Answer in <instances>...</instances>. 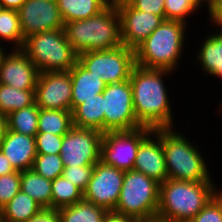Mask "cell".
I'll use <instances>...</instances> for the list:
<instances>
[{
	"label": "cell",
	"instance_id": "cell-1",
	"mask_svg": "<svg viewBox=\"0 0 222 222\" xmlns=\"http://www.w3.org/2000/svg\"><path fill=\"white\" fill-rule=\"evenodd\" d=\"M173 73L164 69H148L137 65L133 67L129 79L133 108L136 119L142 126L152 129L174 128L171 97L164 79Z\"/></svg>",
	"mask_w": 222,
	"mask_h": 222
},
{
	"label": "cell",
	"instance_id": "cell-2",
	"mask_svg": "<svg viewBox=\"0 0 222 222\" xmlns=\"http://www.w3.org/2000/svg\"><path fill=\"white\" fill-rule=\"evenodd\" d=\"M187 29V24L183 22L165 19L135 49V65L148 69L177 71L184 56Z\"/></svg>",
	"mask_w": 222,
	"mask_h": 222
},
{
	"label": "cell",
	"instance_id": "cell-3",
	"mask_svg": "<svg viewBox=\"0 0 222 222\" xmlns=\"http://www.w3.org/2000/svg\"><path fill=\"white\" fill-rule=\"evenodd\" d=\"M220 190L214 182L168 178L160 183L157 216L171 222H189Z\"/></svg>",
	"mask_w": 222,
	"mask_h": 222
},
{
	"label": "cell",
	"instance_id": "cell-4",
	"mask_svg": "<svg viewBox=\"0 0 222 222\" xmlns=\"http://www.w3.org/2000/svg\"><path fill=\"white\" fill-rule=\"evenodd\" d=\"M64 29L68 42L78 55L115 49L122 45L119 13L113 1L97 15L68 22Z\"/></svg>",
	"mask_w": 222,
	"mask_h": 222
},
{
	"label": "cell",
	"instance_id": "cell-5",
	"mask_svg": "<svg viewBox=\"0 0 222 222\" xmlns=\"http://www.w3.org/2000/svg\"><path fill=\"white\" fill-rule=\"evenodd\" d=\"M174 128H162V147L168 178L191 182H214L200 147L190 142L184 133Z\"/></svg>",
	"mask_w": 222,
	"mask_h": 222
},
{
	"label": "cell",
	"instance_id": "cell-6",
	"mask_svg": "<svg viewBox=\"0 0 222 222\" xmlns=\"http://www.w3.org/2000/svg\"><path fill=\"white\" fill-rule=\"evenodd\" d=\"M22 50L39 72L69 71L78 61L65 29L33 34L25 39Z\"/></svg>",
	"mask_w": 222,
	"mask_h": 222
},
{
	"label": "cell",
	"instance_id": "cell-7",
	"mask_svg": "<svg viewBox=\"0 0 222 222\" xmlns=\"http://www.w3.org/2000/svg\"><path fill=\"white\" fill-rule=\"evenodd\" d=\"M159 193L156 180L135 170L126 171L114 212L135 220L157 216Z\"/></svg>",
	"mask_w": 222,
	"mask_h": 222
},
{
	"label": "cell",
	"instance_id": "cell-8",
	"mask_svg": "<svg viewBox=\"0 0 222 222\" xmlns=\"http://www.w3.org/2000/svg\"><path fill=\"white\" fill-rule=\"evenodd\" d=\"M78 62L104 83H120L130 79L135 66V50L121 45L110 50L83 52L78 55Z\"/></svg>",
	"mask_w": 222,
	"mask_h": 222
},
{
	"label": "cell",
	"instance_id": "cell-9",
	"mask_svg": "<svg viewBox=\"0 0 222 222\" xmlns=\"http://www.w3.org/2000/svg\"><path fill=\"white\" fill-rule=\"evenodd\" d=\"M104 132L129 131L142 127L133 108L129 80L107 84L103 91Z\"/></svg>",
	"mask_w": 222,
	"mask_h": 222
},
{
	"label": "cell",
	"instance_id": "cell-10",
	"mask_svg": "<svg viewBox=\"0 0 222 222\" xmlns=\"http://www.w3.org/2000/svg\"><path fill=\"white\" fill-rule=\"evenodd\" d=\"M153 131L142 126L129 131L104 132L100 161L124 172L133 170L140 143Z\"/></svg>",
	"mask_w": 222,
	"mask_h": 222
},
{
	"label": "cell",
	"instance_id": "cell-11",
	"mask_svg": "<svg viewBox=\"0 0 222 222\" xmlns=\"http://www.w3.org/2000/svg\"><path fill=\"white\" fill-rule=\"evenodd\" d=\"M103 132L73 126L63 135L61 159L64 167L95 165L100 161Z\"/></svg>",
	"mask_w": 222,
	"mask_h": 222
},
{
	"label": "cell",
	"instance_id": "cell-12",
	"mask_svg": "<svg viewBox=\"0 0 222 222\" xmlns=\"http://www.w3.org/2000/svg\"><path fill=\"white\" fill-rule=\"evenodd\" d=\"M123 180L124 171L98 161L94 165L91 180L83 192V199L107 211H114Z\"/></svg>",
	"mask_w": 222,
	"mask_h": 222
},
{
	"label": "cell",
	"instance_id": "cell-13",
	"mask_svg": "<svg viewBox=\"0 0 222 222\" xmlns=\"http://www.w3.org/2000/svg\"><path fill=\"white\" fill-rule=\"evenodd\" d=\"M120 18L122 45L135 50L163 21L161 16L137 10L126 0H112Z\"/></svg>",
	"mask_w": 222,
	"mask_h": 222
},
{
	"label": "cell",
	"instance_id": "cell-14",
	"mask_svg": "<svg viewBox=\"0 0 222 222\" xmlns=\"http://www.w3.org/2000/svg\"><path fill=\"white\" fill-rule=\"evenodd\" d=\"M17 13L24 39L40 32L65 28L56 0H26Z\"/></svg>",
	"mask_w": 222,
	"mask_h": 222
},
{
	"label": "cell",
	"instance_id": "cell-15",
	"mask_svg": "<svg viewBox=\"0 0 222 222\" xmlns=\"http://www.w3.org/2000/svg\"><path fill=\"white\" fill-rule=\"evenodd\" d=\"M70 71L40 72L35 89V103L41 109L71 111Z\"/></svg>",
	"mask_w": 222,
	"mask_h": 222
},
{
	"label": "cell",
	"instance_id": "cell-16",
	"mask_svg": "<svg viewBox=\"0 0 222 222\" xmlns=\"http://www.w3.org/2000/svg\"><path fill=\"white\" fill-rule=\"evenodd\" d=\"M39 69L22 49H9L0 63V83L19 90H35Z\"/></svg>",
	"mask_w": 222,
	"mask_h": 222
},
{
	"label": "cell",
	"instance_id": "cell-17",
	"mask_svg": "<svg viewBox=\"0 0 222 222\" xmlns=\"http://www.w3.org/2000/svg\"><path fill=\"white\" fill-rule=\"evenodd\" d=\"M133 170L163 183L168 179L162 147V128L153 131L140 143Z\"/></svg>",
	"mask_w": 222,
	"mask_h": 222
},
{
	"label": "cell",
	"instance_id": "cell-18",
	"mask_svg": "<svg viewBox=\"0 0 222 222\" xmlns=\"http://www.w3.org/2000/svg\"><path fill=\"white\" fill-rule=\"evenodd\" d=\"M0 150L16 171L30 170L37 156L36 139L15 131L6 130Z\"/></svg>",
	"mask_w": 222,
	"mask_h": 222
},
{
	"label": "cell",
	"instance_id": "cell-19",
	"mask_svg": "<svg viewBox=\"0 0 222 222\" xmlns=\"http://www.w3.org/2000/svg\"><path fill=\"white\" fill-rule=\"evenodd\" d=\"M69 71L72 83L71 111L85 100L94 99L103 93L107 84L86 70L78 61Z\"/></svg>",
	"mask_w": 222,
	"mask_h": 222
},
{
	"label": "cell",
	"instance_id": "cell-20",
	"mask_svg": "<svg viewBox=\"0 0 222 222\" xmlns=\"http://www.w3.org/2000/svg\"><path fill=\"white\" fill-rule=\"evenodd\" d=\"M202 41L200 48H197L196 61L200 64V70L205 75L222 79V41L214 33H209Z\"/></svg>",
	"mask_w": 222,
	"mask_h": 222
},
{
	"label": "cell",
	"instance_id": "cell-21",
	"mask_svg": "<svg viewBox=\"0 0 222 222\" xmlns=\"http://www.w3.org/2000/svg\"><path fill=\"white\" fill-rule=\"evenodd\" d=\"M103 94L85 100L72 111L73 126L96 129L104 133Z\"/></svg>",
	"mask_w": 222,
	"mask_h": 222
},
{
	"label": "cell",
	"instance_id": "cell-22",
	"mask_svg": "<svg viewBox=\"0 0 222 222\" xmlns=\"http://www.w3.org/2000/svg\"><path fill=\"white\" fill-rule=\"evenodd\" d=\"M64 23L91 18L104 10L112 0H56Z\"/></svg>",
	"mask_w": 222,
	"mask_h": 222
},
{
	"label": "cell",
	"instance_id": "cell-23",
	"mask_svg": "<svg viewBox=\"0 0 222 222\" xmlns=\"http://www.w3.org/2000/svg\"><path fill=\"white\" fill-rule=\"evenodd\" d=\"M20 190L44 209H51L52 180L42 177L32 169L21 171Z\"/></svg>",
	"mask_w": 222,
	"mask_h": 222
},
{
	"label": "cell",
	"instance_id": "cell-24",
	"mask_svg": "<svg viewBox=\"0 0 222 222\" xmlns=\"http://www.w3.org/2000/svg\"><path fill=\"white\" fill-rule=\"evenodd\" d=\"M44 209L21 190L3 207L5 222H27Z\"/></svg>",
	"mask_w": 222,
	"mask_h": 222
},
{
	"label": "cell",
	"instance_id": "cell-25",
	"mask_svg": "<svg viewBox=\"0 0 222 222\" xmlns=\"http://www.w3.org/2000/svg\"><path fill=\"white\" fill-rule=\"evenodd\" d=\"M60 222H102L107 210L81 200L73 205L57 209Z\"/></svg>",
	"mask_w": 222,
	"mask_h": 222
},
{
	"label": "cell",
	"instance_id": "cell-26",
	"mask_svg": "<svg viewBox=\"0 0 222 222\" xmlns=\"http://www.w3.org/2000/svg\"><path fill=\"white\" fill-rule=\"evenodd\" d=\"M72 127V111L40 108L38 118V132L65 135Z\"/></svg>",
	"mask_w": 222,
	"mask_h": 222
},
{
	"label": "cell",
	"instance_id": "cell-27",
	"mask_svg": "<svg viewBox=\"0 0 222 222\" xmlns=\"http://www.w3.org/2000/svg\"><path fill=\"white\" fill-rule=\"evenodd\" d=\"M40 108L36 103L7 115V130L35 137L38 133Z\"/></svg>",
	"mask_w": 222,
	"mask_h": 222
},
{
	"label": "cell",
	"instance_id": "cell-28",
	"mask_svg": "<svg viewBox=\"0 0 222 222\" xmlns=\"http://www.w3.org/2000/svg\"><path fill=\"white\" fill-rule=\"evenodd\" d=\"M35 103V90H19L0 83V112L6 116Z\"/></svg>",
	"mask_w": 222,
	"mask_h": 222
},
{
	"label": "cell",
	"instance_id": "cell-29",
	"mask_svg": "<svg viewBox=\"0 0 222 222\" xmlns=\"http://www.w3.org/2000/svg\"><path fill=\"white\" fill-rule=\"evenodd\" d=\"M0 40L13 45V49H22L25 39L22 35L18 13L15 10L0 7Z\"/></svg>",
	"mask_w": 222,
	"mask_h": 222
},
{
	"label": "cell",
	"instance_id": "cell-30",
	"mask_svg": "<svg viewBox=\"0 0 222 222\" xmlns=\"http://www.w3.org/2000/svg\"><path fill=\"white\" fill-rule=\"evenodd\" d=\"M83 200V192L64 176L52 180L51 209L73 205Z\"/></svg>",
	"mask_w": 222,
	"mask_h": 222
},
{
	"label": "cell",
	"instance_id": "cell-31",
	"mask_svg": "<svg viewBox=\"0 0 222 222\" xmlns=\"http://www.w3.org/2000/svg\"><path fill=\"white\" fill-rule=\"evenodd\" d=\"M208 3L209 0H165V19L180 21L188 25L187 17L191 18L192 13L194 14L205 5L208 6Z\"/></svg>",
	"mask_w": 222,
	"mask_h": 222
},
{
	"label": "cell",
	"instance_id": "cell-32",
	"mask_svg": "<svg viewBox=\"0 0 222 222\" xmlns=\"http://www.w3.org/2000/svg\"><path fill=\"white\" fill-rule=\"evenodd\" d=\"M31 169L46 179L55 180L62 175L64 165L60 154H37Z\"/></svg>",
	"mask_w": 222,
	"mask_h": 222
},
{
	"label": "cell",
	"instance_id": "cell-33",
	"mask_svg": "<svg viewBox=\"0 0 222 222\" xmlns=\"http://www.w3.org/2000/svg\"><path fill=\"white\" fill-rule=\"evenodd\" d=\"M21 171L0 176V207L3 208L20 191Z\"/></svg>",
	"mask_w": 222,
	"mask_h": 222
},
{
	"label": "cell",
	"instance_id": "cell-34",
	"mask_svg": "<svg viewBox=\"0 0 222 222\" xmlns=\"http://www.w3.org/2000/svg\"><path fill=\"white\" fill-rule=\"evenodd\" d=\"M189 222H222V188Z\"/></svg>",
	"mask_w": 222,
	"mask_h": 222
},
{
	"label": "cell",
	"instance_id": "cell-35",
	"mask_svg": "<svg viewBox=\"0 0 222 222\" xmlns=\"http://www.w3.org/2000/svg\"><path fill=\"white\" fill-rule=\"evenodd\" d=\"M93 170L94 165L64 167L62 176L84 192L91 180Z\"/></svg>",
	"mask_w": 222,
	"mask_h": 222
},
{
	"label": "cell",
	"instance_id": "cell-36",
	"mask_svg": "<svg viewBox=\"0 0 222 222\" xmlns=\"http://www.w3.org/2000/svg\"><path fill=\"white\" fill-rule=\"evenodd\" d=\"M35 139L37 154H60L63 135L38 132Z\"/></svg>",
	"mask_w": 222,
	"mask_h": 222
},
{
	"label": "cell",
	"instance_id": "cell-37",
	"mask_svg": "<svg viewBox=\"0 0 222 222\" xmlns=\"http://www.w3.org/2000/svg\"><path fill=\"white\" fill-rule=\"evenodd\" d=\"M133 8L161 16L165 20V0H126Z\"/></svg>",
	"mask_w": 222,
	"mask_h": 222
},
{
	"label": "cell",
	"instance_id": "cell-38",
	"mask_svg": "<svg viewBox=\"0 0 222 222\" xmlns=\"http://www.w3.org/2000/svg\"><path fill=\"white\" fill-rule=\"evenodd\" d=\"M206 7L207 14L209 13V23H212L211 25L215 27L214 29H222V0H209Z\"/></svg>",
	"mask_w": 222,
	"mask_h": 222
},
{
	"label": "cell",
	"instance_id": "cell-39",
	"mask_svg": "<svg viewBox=\"0 0 222 222\" xmlns=\"http://www.w3.org/2000/svg\"><path fill=\"white\" fill-rule=\"evenodd\" d=\"M27 222H60L57 210L42 209L36 216L30 218Z\"/></svg>",
	"mask_w": 222,
	"mask_h": 222
},
{
	"label": "cell",
	"instance_id": "cell-40",
	"mask_svg": "<svg viewBox=\"0 0 222 222\" xmlns=\"http://www.w3.org/2000/svg\"><path fill=\"white\" fill-rule=\"evenodd\" d=\"M102 222H136V220L131 217L115 213L114 211H108Z\"/></svg>",
	"mask_w": 222,
	"mask_h": 222
},
{
	"label": "cell",
	"instance_id": "cell-41",
	"mask_svg": "<svg viewBox=\"0 0 222 222\" xmlns=\"http://www.w3.org/2000/svg\"><path fill=\"white\" fill-rule=\"evenodd\" d=\"M16 172L14 167L11 165L8 158L5 154L0 150V176L10 174Z\"/></svg>",
	"mask_w": 222,
	"mask_h": 222
},
{
	"label": "cell",
	"instance_id": "cell-42",
	"mask_svg": "<svg viewBox=\"0 0 222 222\" xmlns=\"http://www.w3.org/2000/svg\"><path fill=\"white\" fill-rule=\"evenodd\" d=\"M26 0H0V7L18 11Z\"/></svg>",
	"mask_w": 222,
	"mask_h": 222
},
{
	"label": "cell",
	"instance_id": "cell-43",
	"mask_svg": "<svg viewBox=\"0 0 222 222\" xmlns=\"http://www.w3.org/2000/svg\"><path fill=\"white\" fill-rule=\"evenodd\" d=\"M7 130V116L0 112V143L4 138Z\"/></svg>",
	"mask_w": 222,
	"mask_h": 222
},
{
	"label": "cell",
	"instance_id": "cell-44",
	"mask_svg": "<svg viewBox=\"0 0 222 222\" xmlns=\"http://www.w3.org/2000/svg\"><path fill=\"white\" fill-rule=\"evenodd\" d=\"M136 222H171V221L160 218L158 216H154L151 218L139 219V220H136Z\"/></svg>",
	"mask_w": 222,
	"mask_h": 222
},
{
	"label": "cell",
	"instance_id": "cell-45",
	"mask_svg": "<svg viewBox=\"0 0 222 222\" xmlns=\"http://www.w3.org/2000/svg\"><path fill=\"white\" fill-rule=\"evenodd\" d=\"M4 45H2V42L0 43V63H1V60L3 58V56L5 55V53L7 52L6 50V46H5V49L3 47Z\"/></svg>",
	"mask_w": 222,
	"mask_h": 222
},
{
	"label": "cell",
	"instance_id": "cell-46",
	"mask_svg": "<svg viewBox=\"0 0 222 222\" xmlns=\"http://www.w3.org/2000/svg\"><path fill=\"white\" fill-rule=\"evenodd\" d=\"M222 41V29H216V31L214 32Z\"/></svg>",
	"mask_w": 222,
	"mask_h": 222
},
{
	"label": "cell",
	"instance_id": "cell-47",
	"mask_svg": "<svg viewBox=\"0 0 222 222\" xmlns=\"http://www.w3.org/2000/svg\"><path fill=\"white\" fill-rule=\"evenodd\" d=\"M0 222H5L3 208L0 207Z\"/></svg>",
	"mask_w": 222,
	"mask_h": 222
},
{
	"label": "cell",
	"instance_id": "cell-48",
	"mask_svg": "<svg viewBox=\"0 0 222 222\" xmlns=\"http://www.w3.org/2000/svg\"><path fill=\"white\" fill-rule=\"evenodd\" d=\"M221 102H222V100H221ZM220 104V111L219 112H221L222 113V103H219ZM221 116H222V114H221Z\"/></svg>",
	"mask_w": 222,
	"mask_h": 222
}]
</instances>
